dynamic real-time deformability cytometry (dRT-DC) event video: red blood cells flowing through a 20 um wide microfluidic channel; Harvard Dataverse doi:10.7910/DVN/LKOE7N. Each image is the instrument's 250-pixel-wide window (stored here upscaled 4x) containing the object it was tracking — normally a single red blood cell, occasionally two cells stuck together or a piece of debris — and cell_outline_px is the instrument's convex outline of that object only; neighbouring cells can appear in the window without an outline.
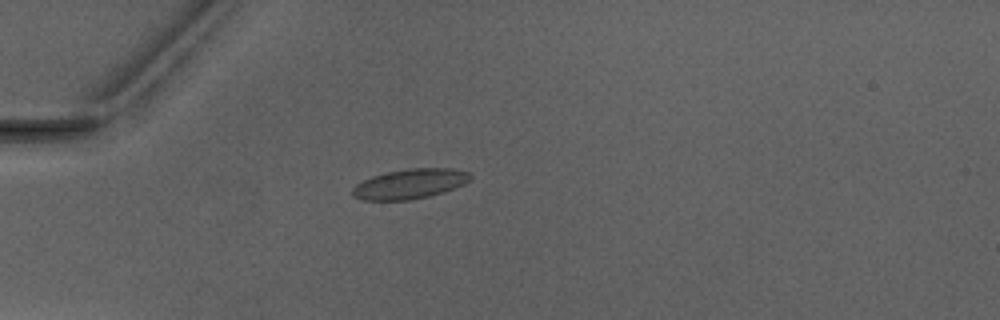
{"species": "Egyptian fruit bat (a non-hibernating species)", "species_latin": "Rousettus aegyptiacus", "temperature_condition": "warm", "stored_images_in_passage": 2, "camera_frame_rate_fps": 3000, "um_per_image_px": 0.085, "animal": {"sex": "male"}, "frame": {"image": 1, "passage_image": 1, "time_ms": 0.0, "image_size_px": [1000, 320], "cell_outline_px": [[472, 176], [464, 184], [444, 192], [428, 196], [408, 200], [364, 200], [352, 196], [352, 188], [356, 184], [372, 176], [388, 172], [408, 168], [452, 168], [468, 172]], "centroid_in_image_um": [34.83, 15.63], "position_along_channel_um": 50.2, "area_um2": 20.4}}